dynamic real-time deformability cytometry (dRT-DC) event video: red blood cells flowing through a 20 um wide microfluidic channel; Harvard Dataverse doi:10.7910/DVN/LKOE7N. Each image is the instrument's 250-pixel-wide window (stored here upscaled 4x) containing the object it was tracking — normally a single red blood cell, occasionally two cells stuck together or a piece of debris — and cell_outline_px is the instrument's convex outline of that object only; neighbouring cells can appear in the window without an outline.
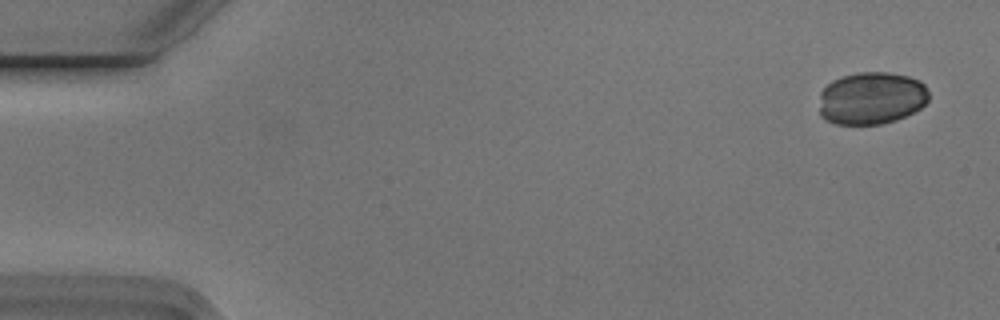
{"species": "Egyptian fruit bat (a non-hibernating species)", "species_latin": "Rousettus aegyptiacus", "temperature_condition": "cold", "stored_images_in_passage": 4, "camera_frame_rate_fps": 3000, "um_per_image_px": 0.085, "animal": {"sex": "male"}, "frame": {"image": 1, "passage_image": 1, "time_ms": 0.0, "image_size_px": [1000, 320], "cell_outline_px": [[928, 100], [920, 108], [896, 120], [880, 124], [836, 124], [824, 120], [820, 116], [820, 92], [832, 80], [844, 76], [860, 72], [888, 72], [908, 76], [920, 80], [924, 84], [928, 92]], "centroid_in_image_um": [74.06, 8.34], "position_along_channel_um": 10.9, "area_um2": 33.58}}